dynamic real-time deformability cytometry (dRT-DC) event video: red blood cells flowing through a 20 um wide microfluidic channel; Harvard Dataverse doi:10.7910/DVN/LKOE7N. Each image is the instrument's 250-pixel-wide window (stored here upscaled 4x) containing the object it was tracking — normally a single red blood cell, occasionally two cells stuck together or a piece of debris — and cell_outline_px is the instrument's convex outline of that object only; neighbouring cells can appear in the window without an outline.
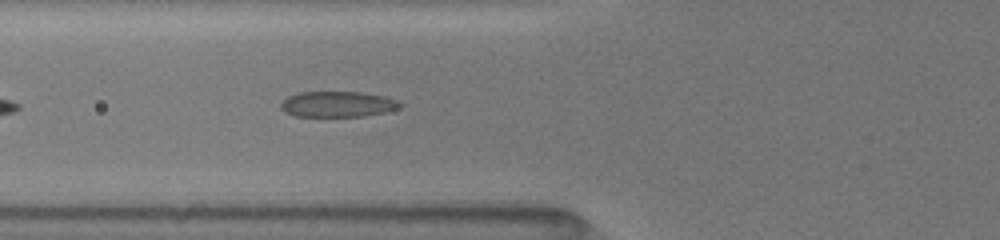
{"species": "common noctule bat (a hibernating species)", "species_latin": "Nyctalus noctula", "temperature_condition": "room temperature", "stored_images_in_passage": 32, "camera_frame_rate_fps": 3000, "um_per_image_px": 0.085, "animal": {"sex": "female", "body_mass_g": 19.5, "forearm_length_mm": 54.1}, "frame": {"image": 1, "passage_image": 4, "time_ms": 1.0, "image_size_px": [1000, 240], "cell_outline_px": [[404, 104], [400, 108], [384, 112], [364, 116], [296, 116], [284, 112], [280, 108], [280, 104], [288, 96], [300, 92], [360, 92], [384, 96], [400, 100]], "centroid_in_image_um": [28.73, 8.85], "position_along_channel_um": 97.1, "area_um2": 17.92}}
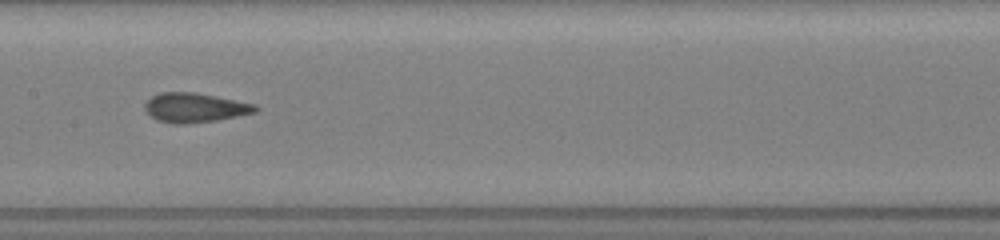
{"frame": {"image": 2, "passage_image": 11, "time_ms": 3.333, "image_size_px": [1000, 240], "cell_outline_px": [[260, 108], [256, 112], [216, 120], [188, 124], [172, 124], [156, 120], [144, 108], [144, 104], [152, 96], [160, 92], [196, 92], [256, 104]], "centroid_in_image_um": [16.56, 9.15], "position_along_channel_um": 190.8, "area_um2": 19.02}}
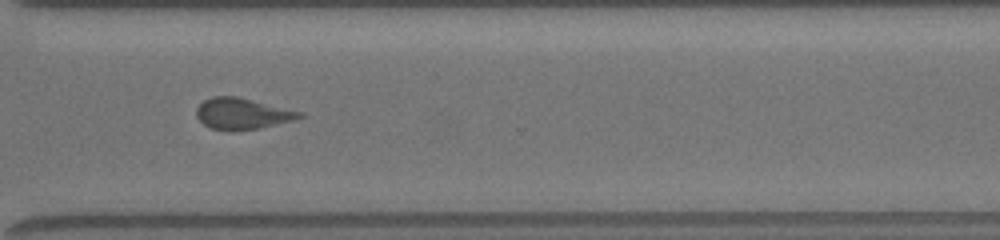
{"frame": {"image": 3, "passage_image": 23, "time_ms": 7.333, "image_size_px": [1000, 240], "cell_outline_px": [[304, 116], [296, 120], [260, 128], [212, 128], [204, 124], [196, 116], [196, 108], [204, 100], [212, 96], [236, 96], [304, 112]], "centroid_in_image_um": [20.64, 9.62], "position_along_channel_um": 350.0, "area_um2": 18.26}, "authors_computed_cell_mechanics": {"area_um2": 18.6116, "velocity_mm_per_s": 3.991, "shape_relaxation_time_tau1_ms": 3.1889, "shape_relaxation_time_tau2_ms": 1.1785, "deformation_change_tau1": 0.1124, "deformation_change_tau2": 0.1062}}